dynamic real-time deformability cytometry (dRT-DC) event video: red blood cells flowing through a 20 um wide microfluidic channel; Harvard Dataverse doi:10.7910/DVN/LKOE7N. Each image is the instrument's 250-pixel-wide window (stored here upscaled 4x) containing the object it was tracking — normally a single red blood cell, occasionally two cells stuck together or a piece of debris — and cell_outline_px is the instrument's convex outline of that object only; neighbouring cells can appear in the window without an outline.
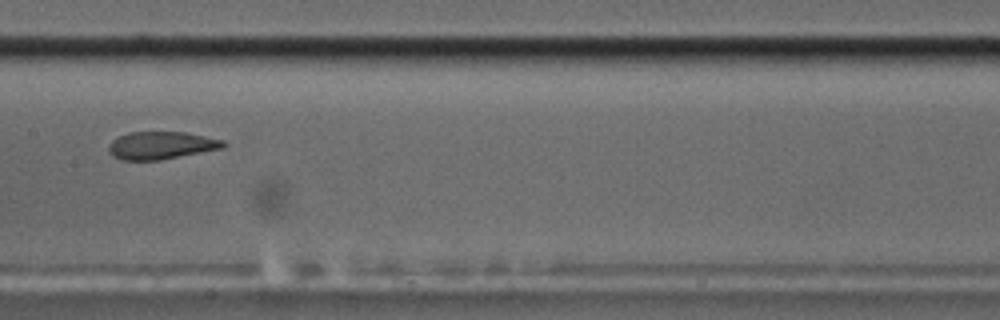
{"species": "common noctule bat (a hibernating species)", "species_latin": "Nyctalus noctula", "temperature_condition": "cold", "stored_images_in_passage": 56, "camera_frame_rate_fps": 3000, "um_per_image_px": 0.085, "animal": {"sex": "male", "body_mass_g": 17.5, "forearm_length_mm": 52.3}, "frame": {"image": 1, "passage_image": 29, "time_ms": 9.333, "image_size_px": [1000, 320], "cell_outline_px": [[228, 144], [224, 148], [160, 160], [120, 160], [112, 156], [108, 152], [108, 144], [112, 140], [128, 132], [184, 132], [224, 140]], "centroid_in_image_um": [13.69, 12.36], "position_along_channel_um": 193.7, "area_um2": 18.61}}
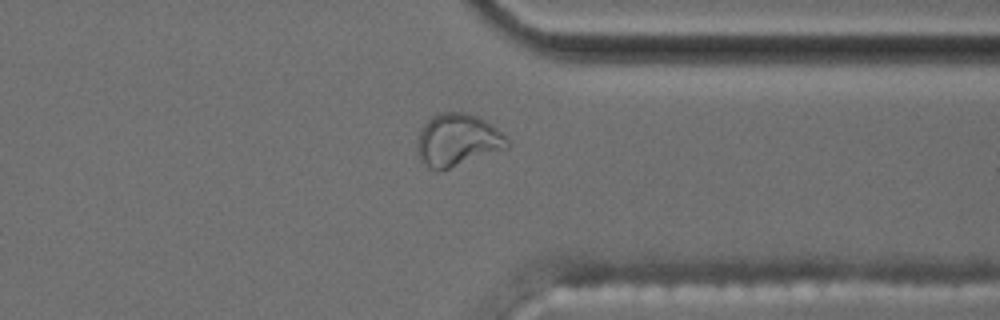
{"frame": {"image": 2, "passage_image": 44, "time_ms": 14.333, "image_size_px": [1000, 320], "cell_outline_px": [[512, 144], [508, 148], [440, 172], [436, 172], [428, 168], [420, 160], [416, 148], [416, 140], [420, 128], [432, 116], [440, 112], [464, 112], [476, 116], [484, 120], [508, 136]], "centroid_in_image_um": [38.88, 11.93], "position_along_channel_um": 372.5, "area_um2": 28.15}}
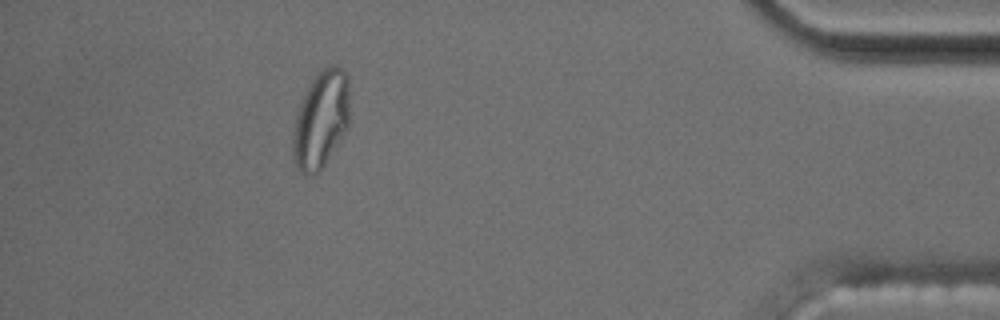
{"frame": {"image": 3, "passage_image": 51, "time_ms": 16.667, "image_size_px": [1000, 320], "cell_outline_px": [[348, 128], [320, 172], [316, 176], [308, 176], [300, 172], [296, 168], [292, 160], [292, 140], [296, 116], [304, 92], [308, 84], [316, 72], [332, 64], [336, 64], [344, 68], [348, 76]], "centroid_in_image_um": [27.26, 10.18], "position_along_channel_um": 407.9, "area_um2": 32.89}, "authors_computed_cell_mechanics": {"area_um2": 19.7676, "velocity_mm_per_s": 3.6049, "shape_relaxation_time_tau1_ms": null, "shape_relaxation_time_tau2_ms": 1.3521, "deformation_change_tau1": null, "deformation_change_tau2": 0.0643}}